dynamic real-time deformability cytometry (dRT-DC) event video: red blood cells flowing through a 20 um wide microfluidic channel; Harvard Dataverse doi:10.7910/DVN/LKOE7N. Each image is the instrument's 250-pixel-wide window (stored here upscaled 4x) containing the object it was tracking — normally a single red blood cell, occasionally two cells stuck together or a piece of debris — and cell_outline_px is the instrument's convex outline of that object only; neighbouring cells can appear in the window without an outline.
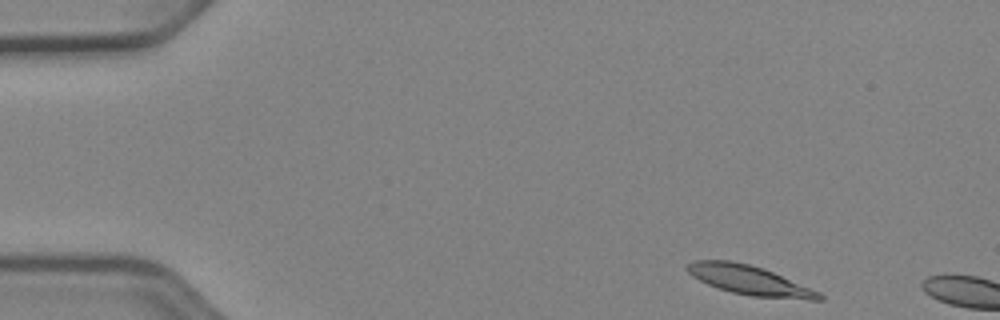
{"species": "Egyptian fruit bat (a non-hibernating species)", "species_latin": "Rousettus aegyptiacus", "temperature_condition": "cold", "stored_images_in_passage": 4, "camera_frame_rate_fps": 3000, "um_per_image_px": 0.085, "animal": {"sex": "female"}, "frame": {"image": 1, "passage_image": 1, "time_ms": 0.0, "image_size_px": [1000, 320], "cell_outline_px": [[824, 300], [808, 300], [752, 296], [732, 292], [708, 284], [692, 276], [684, 268], [688, 264], [696, 260], [732, 260], [764, 268], [820, 292], [824, 296]], "centroid_in_image_um": [63.73, 23.82], "position_along_channel_um": 21.3, "area_um2": 22.48}}